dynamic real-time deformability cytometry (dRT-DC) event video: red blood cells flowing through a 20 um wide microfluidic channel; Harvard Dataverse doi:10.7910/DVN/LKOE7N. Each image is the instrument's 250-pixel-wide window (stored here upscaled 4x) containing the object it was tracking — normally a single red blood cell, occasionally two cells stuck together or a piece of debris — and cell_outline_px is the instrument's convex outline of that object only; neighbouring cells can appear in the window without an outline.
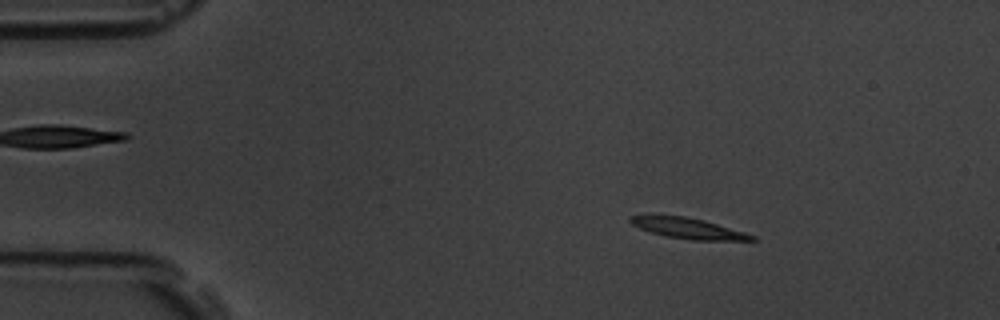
{"species": "common noctule bat (a hibernating species)", "species_latin": "Nyctalus noctula", "temperature_condition": "room temperature", "stored_images_in_passage": 5, "camera_frame_rate_fps": 3000, "um_per_image_px": 0.085, "animal": {"sex": "male", "body_mass_g": 19.5, "forearm_length_mm": 54.6}, "frame": {"image": 1, "passage_image": 2, "time_ms": 0.333, "image_size_px": [1000, 320], "cell_outline_px": [[756, 240], [688, 240], [668, 236], [652, 232], [640, 228], [632, 224], [628, 220], [632, 216], [684, 216], [704, 220], [744, 232], [756, 236]], "centroid_in_image_um": [58.54, 19.42], "position_along_channel_um": 26.5, "area_um2": 14.22}}
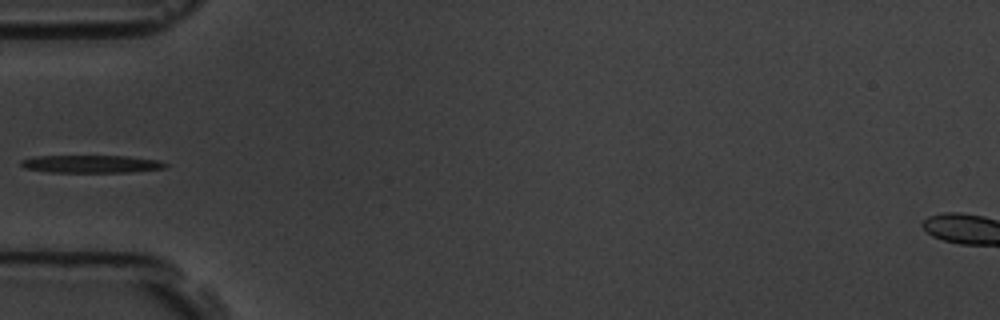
{"frame": {"image": 2, "passage_image": 5, "time_ms": 1.333, "image_size_px": [1000, 320], "cell_outline_px": [[168, 164], [164, 168], [128, 172], [48, 172], [24, 168], [20, 164], [20, 160], [32, 156], [128, 156], [156, 160]], "centroid_in_image_um": [7.68, 13.93], "position_along_channel_um": 77.3, "area_um2": 14.8}}